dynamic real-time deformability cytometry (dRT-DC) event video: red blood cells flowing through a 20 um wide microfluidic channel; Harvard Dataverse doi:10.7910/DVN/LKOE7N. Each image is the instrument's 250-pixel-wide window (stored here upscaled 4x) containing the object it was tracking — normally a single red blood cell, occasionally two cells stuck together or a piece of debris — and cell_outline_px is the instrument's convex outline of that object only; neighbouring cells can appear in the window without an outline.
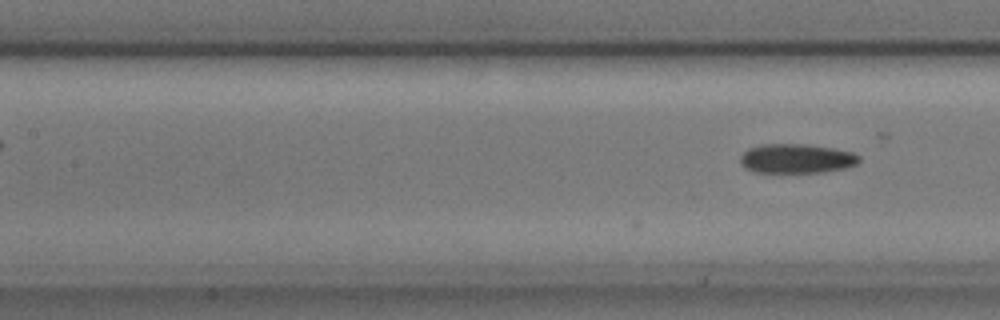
{"species": "common noctule bat (a hibernating species)", "species_latin": "Nyctalus noctula", "temperature_condition": "cold", "stored_images_in_passage": 7, "camera_frame_rate_fps": 3000, "um_per_image_px": 0.085, "animal": {"sex": "male", "body_mass_g": 17.9, "forearm_length_mm": 54.2}, "frame": {"image": 1, "passage_image": 7, "time_ms": 2.0, "image_size_px": [1000, 320], "cell_outline_px": [[860, 160], [856, 164], [848, 168], [824, 172], [752, 172], [744, 168], [740, 164], [740, 156], [748, 148], [760, 144], [808, 144], [856, 152], [860, 156]], "centroid_in_image_um": [67.71, 13.47], "position_along_channel_um": 139.7, "area_um2": 20.69}}